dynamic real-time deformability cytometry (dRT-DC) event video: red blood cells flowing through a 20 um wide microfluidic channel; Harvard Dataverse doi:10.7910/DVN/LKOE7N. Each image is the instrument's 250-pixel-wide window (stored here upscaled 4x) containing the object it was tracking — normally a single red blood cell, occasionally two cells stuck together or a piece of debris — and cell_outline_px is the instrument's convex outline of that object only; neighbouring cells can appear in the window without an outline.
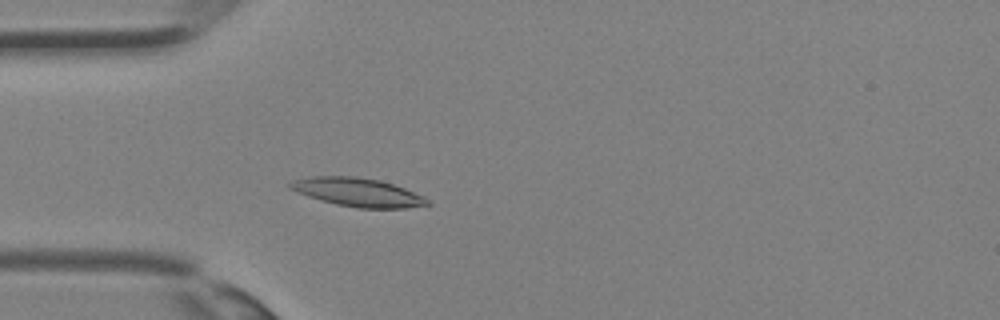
{"species": "Egyptian fruit bat (a non-hibernating species)", "species_latin": "Rousettus aegyptiacus", "temperature_condition": "room temperature", "stored_images_in_passage": 35, "camera_frame_rate_fps": 3000, "um_per_image_px": 0.085, "animal": {"sex": "female"}, "frame": {"image": 1, "passage_image": 10, "time_ms": 3.0, "image_size_px": [1000, 320], "cell_outline_px": [[432, 204], [404, 208], [356, 208], [336, 204], [320, 200], [296, 192], [288, 188], [288, 184], [292, 180], [312, 176], [356, 176], [380, 180], [404, 188], [424, 196]], "centroid_in_image_um": [30.38, 16.34], "position_along_channel_um": 54.6, "area_um2": 22.89}}
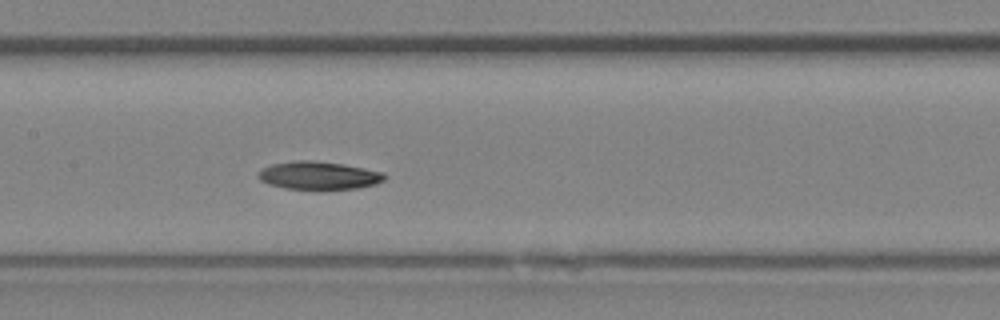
{"frame": {"image": 2, "passage_image": 17, "time_ms": 5.333, "image_size_px": [1000, 320], "cell_outline_px": [[388, 176], [384, 180], [376, 184], [356, 188], [320, 192], [316, 192], [284, 188], [268, 184], [260, 180], [256, 176], [264, 168], [272, 164], [292, 160], [312, 160], [340, 164], [364, 168], [384, 172]], "centroid_in_image_um": [27.1, 14.96], "position_along_channel_um": 180.3, "area_um2": 21.39}}
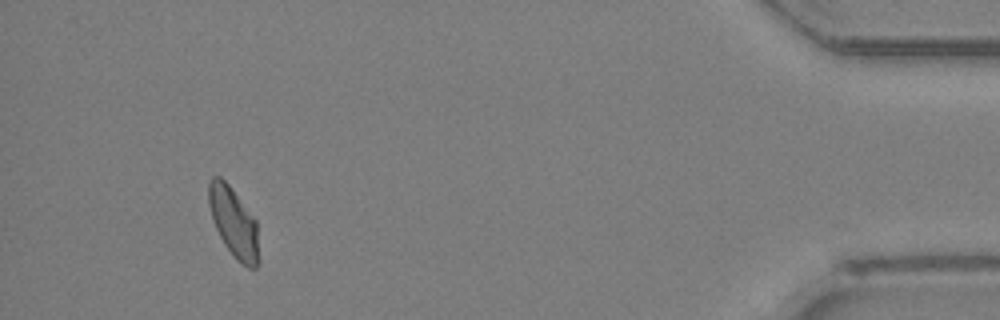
{"frame": {"image": 3, "passage_image": 33, "time_ms": 10.667, "image_size_px": [1000, 320], "cell_outline_px": [[260, 260], [256, 268], [248, 268], [236, 260], [224, 244], [216, 228], [208, 204], [208, 180], [212, 176], [220, 176], [228, 184], [256, 220]], "centroid_in_image_um": [19.87, 18.93], "position_along_channel_um": 415.3, "area_um2": 20.46}}